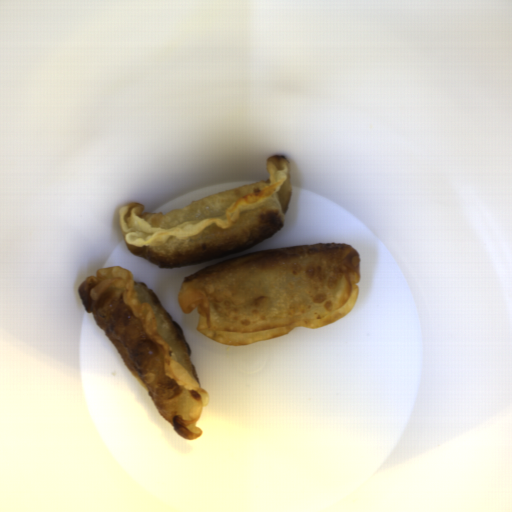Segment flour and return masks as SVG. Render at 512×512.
Here are the masks:
<instances>
[{"mask_svg": "<svg viewBox=\"0 0 512 512\" xmlns=\"http://www.w3.org/2000/svg\"><path fill=\"white\" fill-rule=\"evenodd\" d=\"M268 179L192 200L163 215L142 203L119 210L127 248L159 268L191 267L250 249L284 227L293 187L291 163L270 156Z\"/></svg>", "mask_w": 512, "mask_h": 512, "instance_id": "3", "label": "flour"}, {"mask_svg": "<svg viewBox=\"0 0 512 512\" xmlns=\"http://www.w3.org/2000/svg\"><path fill=\"white\" fill-rule=\"evenodd\" d=\"M361 258L347 244L270 248L221 261L185 277L177 300L197 308L196 330L245 346L339 321L358 300Z\"/></svg>", "mask_w": 512, "mask_h": 512, "instance_id": "1", "label": "flour"}, {"mask_svg": "<svg viewBox=\"0 0 512 512\" xmlns=\"http://www.w3.org/2000/svg\"><path fill=\"white\" fill-rule=\"evenodd\" d=\"M78 293L158 413L184 440L200 437L197 423L209 394L201 386L183 328L155 292L134 280L129 269L112 266L88 276Z\"/></svg>", "mask_w": 512, "mask_h": 512, "instance_id": "2", "label": "flour"}]
</instances>
